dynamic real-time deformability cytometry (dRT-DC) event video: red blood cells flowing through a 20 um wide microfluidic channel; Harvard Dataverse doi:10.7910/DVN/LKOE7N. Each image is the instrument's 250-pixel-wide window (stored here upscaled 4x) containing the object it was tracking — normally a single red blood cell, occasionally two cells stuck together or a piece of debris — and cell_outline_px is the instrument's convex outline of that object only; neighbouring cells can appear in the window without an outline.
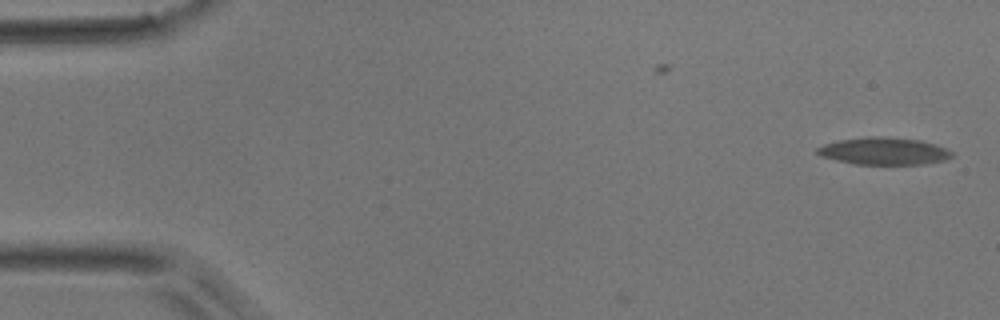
{"species": "common noctule bat (a hibernating species)", "species_latin": "Nyctalus noctula", "temperature_condition": "room temperature", "stored_images_in_passage": 54, "camera_frame_rate_fps": 3000, "um_per_image_px": 0.085, "animal": {"sex": "male", "body_mass_g": 17.9}, "frame": {"image": 1, "passage_image": 1, "time_ms": 0.0, "image_size_px": [1000, 320], "cell_outline_px": [[956, 156], [948, 160], [924, 164], [856, 164], [836, 160], [820, 156], [816, 152], [816, 148], [824, 144], [840, 140], [864, 136], [880, 136], [920, 140], [936, 144], [952, 152]], "centroid_in_image_um": [75.16, 12.84], "position_along_channel_um": 9.8, "area_um2": 21.56}}
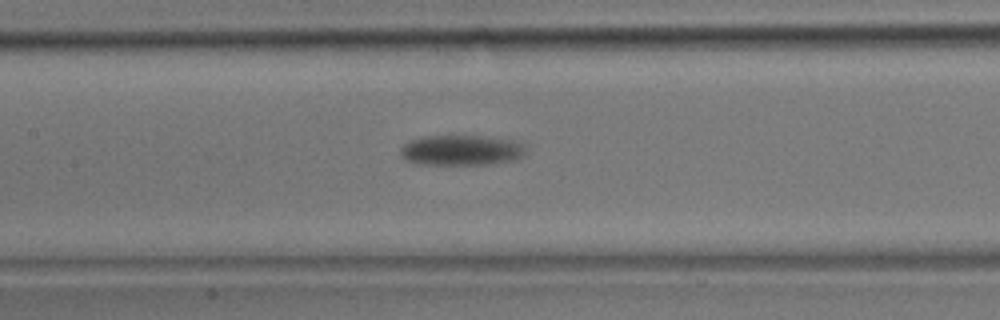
{"frame": {"image": 2, "passage_image": 25, "time_ms": 8.0, "image_size_px": [1000, 320], "cell_outline_px": [[528, 144], [524, 152], [520, 156], [512, 160], [492, 164], [416, 164], [404, 160], [400, 152], [400, 148], [408, 140], [424, 136], [484, 136], [512, 140]], "centroid_in_image_um": [39.19, 12.76], "position_along_channel_um": 168.2, "area_um2": 22.31}}
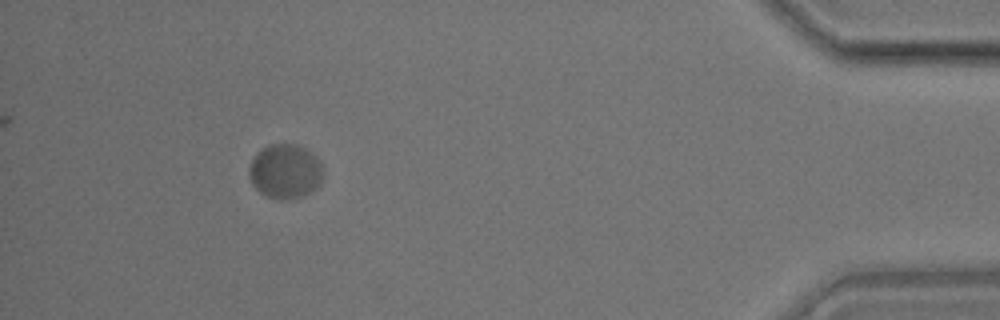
{"frame": {"image": 3, "passage_image": 50, "time_ms": 16.333, "image_size_px": [1000, 320], "cell_outline_px": [[324, 176], [320, 184], [316, 188], [300, 196], [280, 200], [276, 200], [264, 196], [252, 184], [248, 176], [248, 168], [256, 152], [268, 144], [296, 144], [304, 148], [320, 160], [324, 168]], "centroid_in_image_um": [24.23, 14.56], "position_along_channel_um": 411.0, "area_um2": 23.81}}